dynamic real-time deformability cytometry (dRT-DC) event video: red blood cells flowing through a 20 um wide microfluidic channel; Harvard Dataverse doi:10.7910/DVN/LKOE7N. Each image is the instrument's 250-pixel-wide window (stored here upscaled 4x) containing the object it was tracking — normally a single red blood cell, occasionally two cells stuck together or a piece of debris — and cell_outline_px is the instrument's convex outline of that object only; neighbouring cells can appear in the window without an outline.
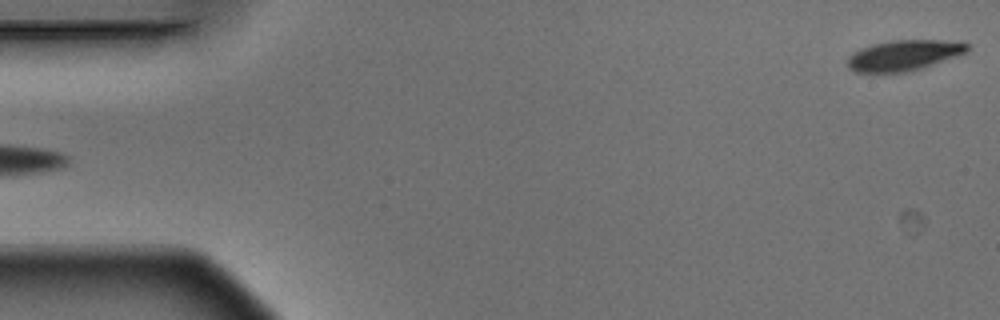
{"species": "Egyptian fruit bat (a non-hibernating species)", "species_latin": "Rousettus aegyptiacus", "temperature_condition": "warm", "stored_images_in_passage": 2, "segment_of_instrument_passage": [2, 2], "camera_frame_rate_fps": 3000, "um_per_image_px": 0.085, "animal": {"sex": "male"}, "frame": {"image": 1, "passage_image": 2, "time_ms": 0.333, "image_size_px": [1000, 320], "cell_outline_px": [[968, 48], [964, 52], [924, 68], [904, 72], [856, 72], [848, 68], [848, 56], [852, 52], [872, 44], [892, 40], [940, 40], [968, 44]], "centroid_in_image_um": [76.75, 4.71], "position_along_channel_um": 8.3, "area_um2": 20.98}}